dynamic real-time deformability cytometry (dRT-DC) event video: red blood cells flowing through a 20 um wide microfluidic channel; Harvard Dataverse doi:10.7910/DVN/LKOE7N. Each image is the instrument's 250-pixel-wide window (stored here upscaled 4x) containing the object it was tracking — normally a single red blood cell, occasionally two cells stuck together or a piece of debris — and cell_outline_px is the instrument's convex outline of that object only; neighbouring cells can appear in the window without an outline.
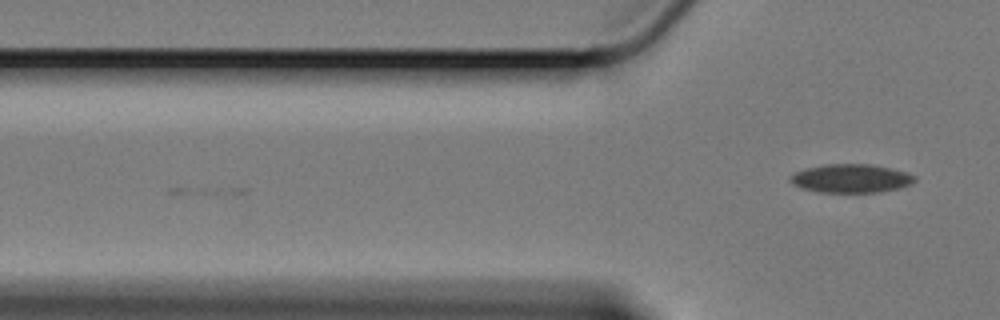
{"species": "Egyptian fruit bat (a non-hibernating species)", "species_latin": "Rousettus aegyptiacus", "temperature_condition": "cold", "stored_images_in_passage": 9, "camera_frame_rate_fps": 3000, "um_per_image_px": 0.085, "animal": {"sex": "female"}, "frame": {"image": 1, "passage_image": 9, "time_ms": 2.667, "image_size_px": [1000, 320], "cell_outline_px": [[916, 180], [912, 184], [900, 188], [880, 192], [816, 192], [800, 188], [792, 184], [788, 180], [788, 176], [796, 172], [808, 168], [828, 164], [868, 164], [888, 168], [904, 172], [916, 176]], "centroid_in_image_um": [72.3, 15.18], "position_along_channel_um": 53.5, "area_um2": 20.69}}